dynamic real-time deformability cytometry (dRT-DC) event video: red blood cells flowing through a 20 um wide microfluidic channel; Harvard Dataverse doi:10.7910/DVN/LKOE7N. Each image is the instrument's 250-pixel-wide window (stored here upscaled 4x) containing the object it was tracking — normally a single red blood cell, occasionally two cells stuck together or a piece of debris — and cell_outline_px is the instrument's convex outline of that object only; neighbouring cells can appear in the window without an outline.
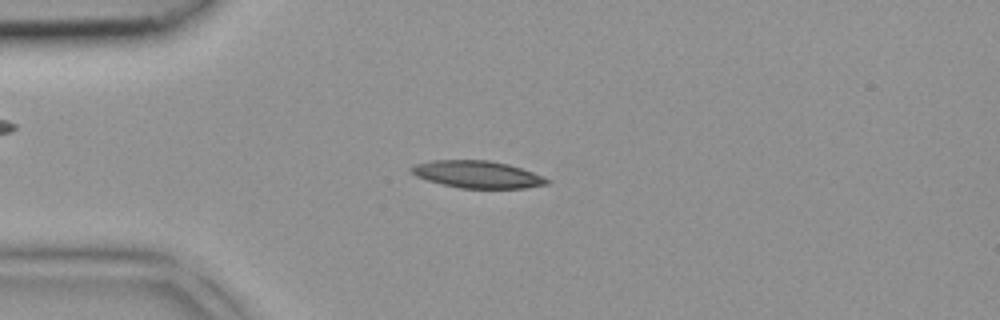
{"species": "common noctule bat (a hibernating species)", "species_latin": "Nyctalus noctula", "temperature_condition": "room temperature", "stored_images_in_passage": 42, "camera_frame_rate_fps": 3000, "um_per_image_px": 0.085, "animal": {"sex": "female", "body_mass_g": 18.4}, "frame": {"image": 1, "passage_image": 10, "time_ms": 3.0, "image_size_px": [1000, 320], "cell_outline_px": [[552, 180], [548, 184], [524, 188], [460, 188], [428, 180], [416, 176], [408, 168], [416, 164], [432, 160], [488, 160], [508, 164], [544, 176]], "centroid_in_image_um": [40.6, 14.82], "position_along_channel_um": 44.4, "area_um2": 21.39}}
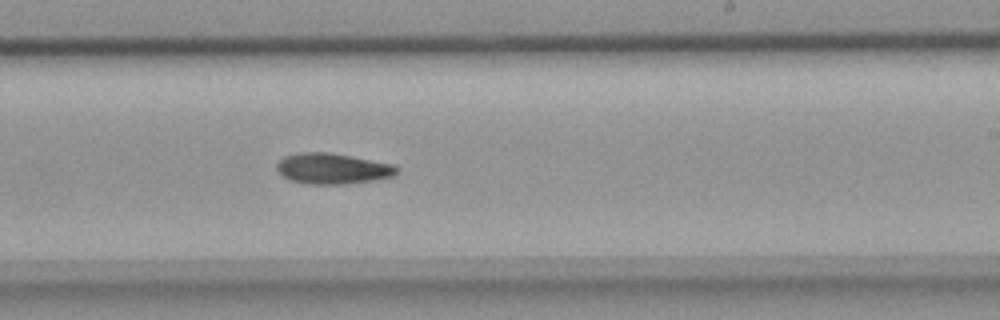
{"frame": {"image": 2, "passage_image": 25, "time_ms": 8.0, "image_size_px": [1000, 320], "cell_outline_px": [[400, 172], [396, 176], [376, 180], [344, 184], [308, 184], [292, 180], [284, 176], [276, 168], [276, 164], [284, 156], [300, 152], [328, 152], [392, 164], [400, 168]], "centroid_in_image_um": [28.32, 14.33], "position_along_channel_um": 260.7, "area_um2": 21.5}}
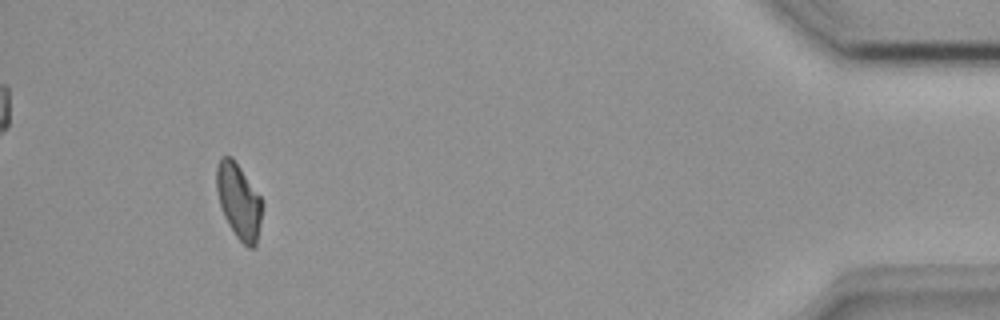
{"frame": {"image": 3, "passage_image": 39, "time_ms": 12.667, "image_size_px": [1000, 320], "cell_outline_px": [[264, 204], [256, 244], [252, 248], [248, 248], [236, 236], [228, 224], [224, 216], [220, 204], [216, 188], [216, 164], [220, 156], [232, 156], [260, 196]], "centroid_in_image_um": [20.29, 17.07], "position_along_channel_um": 414.9, "area_um2": 20.06}}